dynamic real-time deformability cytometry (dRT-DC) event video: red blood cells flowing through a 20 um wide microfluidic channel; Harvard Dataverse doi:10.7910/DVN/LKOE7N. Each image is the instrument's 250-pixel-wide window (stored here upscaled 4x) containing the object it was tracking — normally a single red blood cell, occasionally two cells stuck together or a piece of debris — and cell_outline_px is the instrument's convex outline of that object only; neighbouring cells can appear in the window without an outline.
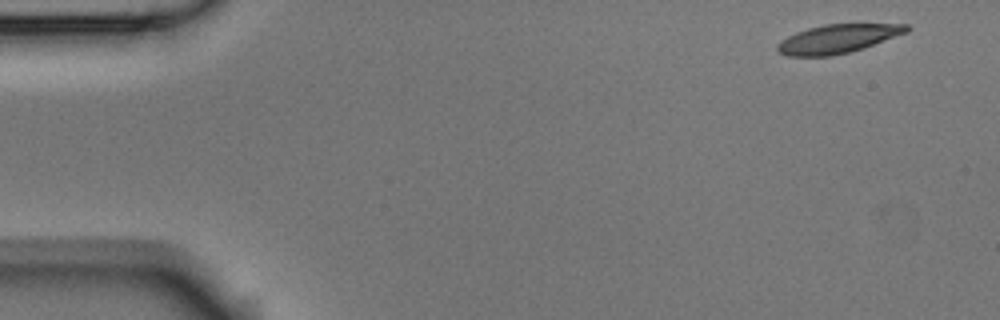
{"species": "Egyptian fruit bat (a non-hibernating species)", "species_latin": "Rousettus aegyptiacus", "temperature_condition": "room temperature", "stored_images_in_passage": 5, "camera_frame_rate_fps": 3000, "um_per_image_px": 0.085, "animal": {"sex": "male"}, "frame": {"image": 1, "passage_image": 1, "time_ms": 0.0, "image_size_px": [1000, 320], "cell_outline_px": [[912, 28], [908, 32], [848, 52], [832, 56], [788, 56], [780, 52], [776, 48], [776, 44], [788, 36], [796, 32], [808, 28], [824, 24], [908, 24]], "centroid_in_image_um": [71.19, 3.29], "position_along_channel_um": 13.8, "area_um2": 21.33}}
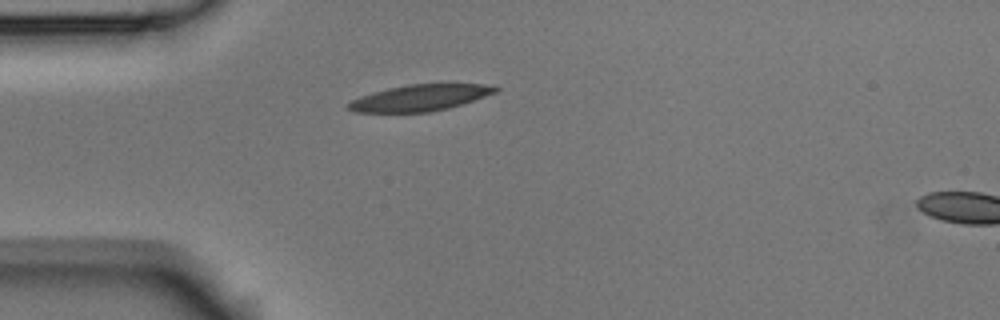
{"frame": {"image": 2, "passage_image": 4, "time_ms": 1.0, "image_size_px": [1000, 320], "cell_outline_px": [[500, 88], [496, 92], [448, 108], [428, 112], [356, 112], [344, 108], [352, 100], [360, 96], [372, 92], [388, 88], [408, 84], [496, 84]], "centroid_in_image_um": [35.68, 8.3], "position_along_channel_um": 49.3, "area_um2": 22.43}}